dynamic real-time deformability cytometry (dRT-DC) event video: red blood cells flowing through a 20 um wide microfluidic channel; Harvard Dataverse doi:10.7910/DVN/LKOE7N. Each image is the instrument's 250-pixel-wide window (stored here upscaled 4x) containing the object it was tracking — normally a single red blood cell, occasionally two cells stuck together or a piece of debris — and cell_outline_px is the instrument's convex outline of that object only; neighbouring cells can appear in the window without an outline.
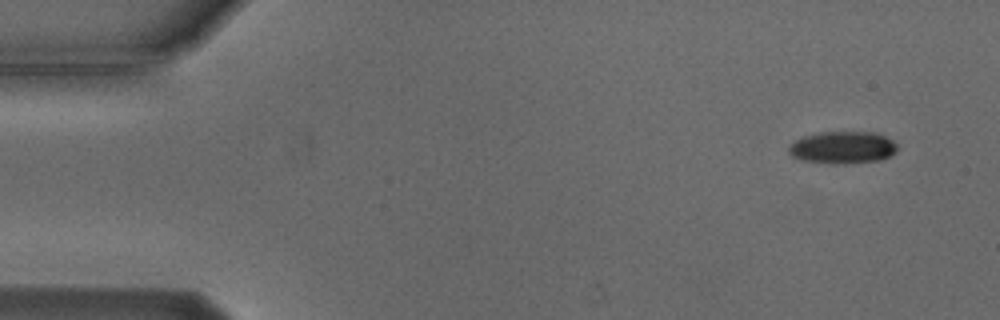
{"species": "Egyptian fruit bat (a non-hibernating species)", "species_latin": "Rousettus aegyptiacus", "temperature_condition": "cold", "stored_images_in_passage": 4, "camera_frame_rate_fps": 3000, "um_per_image_px": 0.085, "animal": {"sex": "male"}, "frame": {"image": 1, "passage_image": 4, "time_ms": 3.667, "image_size_px": [1000, 320], "cell_outline_px": [[896, 152], [892, 156], [880, 160], [844, 164], [828, 164], [804, 160], [792, 156], [788, 152], [788, 148], [796, 140], [804, 136], [820, 132], [872, 132], [884, 136], [892, 140], [896, 144]], "centroid_in_image_um": [71.64, 12.55], "position_along_channel_um": 13.4, "area_um2": 20.4}}